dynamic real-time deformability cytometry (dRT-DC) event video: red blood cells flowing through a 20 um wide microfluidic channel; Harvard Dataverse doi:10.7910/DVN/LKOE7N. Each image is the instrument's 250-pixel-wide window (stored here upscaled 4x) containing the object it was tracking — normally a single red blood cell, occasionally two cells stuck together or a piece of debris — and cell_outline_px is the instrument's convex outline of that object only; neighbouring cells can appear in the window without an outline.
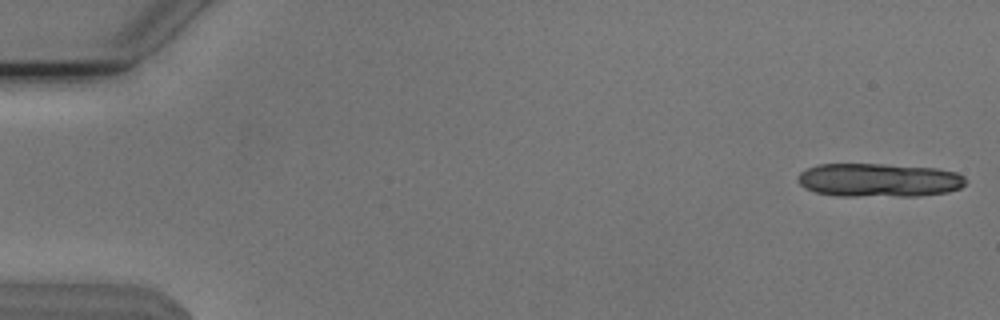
{"species": "Egyptian fruit bat (a non-hibernating species)", "species_latin": "Rousettus aegyptiacus", "temperature_condition": "cold", "stored_images_in_passage": 14, "camera_frame_rate_fps": 3000, "um_per_image_px": 0.085, "animal": {"sex": "male"}, "frame": {"image": 1, "passage_image": 1, "time_ms": 0.0, "image_size_px": [1000, 320], "cell_outline_px": [[964, 184], [960, 188], [948, 192], [920, 196], [840, 196], [816, 192], [804, 188], [796, 180], [796, 176], [800, 172], [808, 168], [820, 164], [884, 164], [936, 168], [956, 172], [964, 176]], "centroid_in_image_um": [74.68, 15.31], "position_along_channel_um": 10.3, "area_um2": 33.06}}